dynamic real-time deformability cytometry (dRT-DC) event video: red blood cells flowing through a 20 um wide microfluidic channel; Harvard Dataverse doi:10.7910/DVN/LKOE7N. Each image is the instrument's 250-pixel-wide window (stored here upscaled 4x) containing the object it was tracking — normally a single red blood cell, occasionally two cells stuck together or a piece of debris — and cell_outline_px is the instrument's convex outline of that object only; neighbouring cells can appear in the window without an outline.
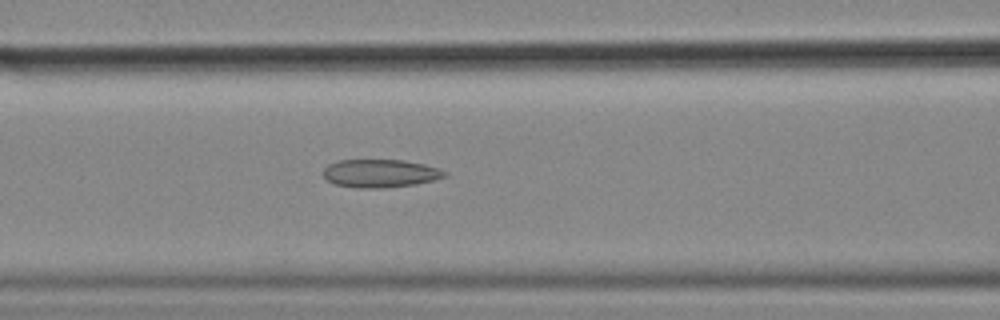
{"species": "common noctule bat (a hibernating species)", "species_latin": "Nyctalus noctula", "temperature_condition": "cold", "stored_images_in_passage": 25, "camera_frame_rate_fps": 3000, "um_per_image_px": 0.085, "animal": {"sex": "female", "body_mass_g": 18.4}, "frame": {"image": 1, "passage_image": 22, "time_ms": 7.0, "image_size_px": [1000, 320], "cell_outline_px": [[448, 176], [416, 184], [384, 188], [356, 188], [336, 184], [328, 180], [324, 176], [324, 168], [328, 164], [340, 160], [404, 160], [424, 164], [448, 172]], "centroid_in_image_um": [32.33, 14.74], "position_along_channel_um": 134.3, "area_um2": 19.83}}